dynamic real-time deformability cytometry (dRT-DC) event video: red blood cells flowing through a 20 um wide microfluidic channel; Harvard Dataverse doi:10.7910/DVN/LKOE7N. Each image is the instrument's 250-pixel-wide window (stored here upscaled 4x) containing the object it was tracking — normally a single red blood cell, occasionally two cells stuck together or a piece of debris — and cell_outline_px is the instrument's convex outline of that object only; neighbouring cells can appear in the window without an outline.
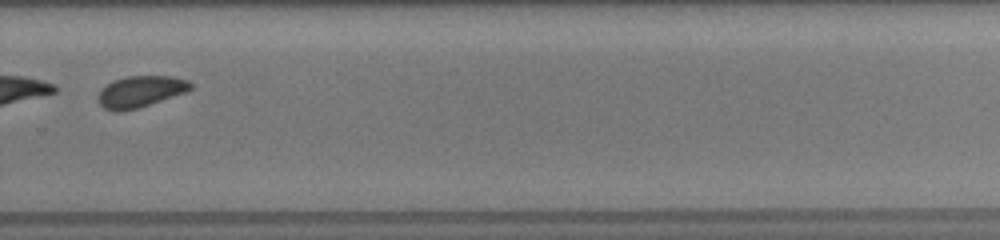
{"species": "common noctule bat (a hibernating species)", "species_latin": "Nyctalus noctula", "temperature_condition": "room temperature", "stored_images_in_passage": 17, "camera_frame_rate_fps": 3000, "um_per_image_px": 0.085, "animal": {"sex": "female", "body_mass_g": 19.5, "forearm_length_mm": 54.1}, "frame": {"image": 1, "passage_image": 12, "time_ms": 7.667, "image_size_px": [1000, 240], "cell_outline_px": [[192, 88], [184, 92], [136, 108], [104, 108], [100, 104], [100, 88], [116, 80], [128, 76], [172, 76], [188, 80], [192, 84]], "centroid_in_image_um": [12.0, 7.72], "position_along_channel_um": 317.8, "area_um2": 15.9}, "authors_computed_cell_mechanics": {"area_um2": 19.1318, "velocity_mm_per_s": 4.0253, "shape_relaxation_time_tau1_ms": 10.4467, "shape_relaxation_time_tau2_ms": null, "deformation_change_tau1": 0.1975, "deformation_change_tau2": null}}